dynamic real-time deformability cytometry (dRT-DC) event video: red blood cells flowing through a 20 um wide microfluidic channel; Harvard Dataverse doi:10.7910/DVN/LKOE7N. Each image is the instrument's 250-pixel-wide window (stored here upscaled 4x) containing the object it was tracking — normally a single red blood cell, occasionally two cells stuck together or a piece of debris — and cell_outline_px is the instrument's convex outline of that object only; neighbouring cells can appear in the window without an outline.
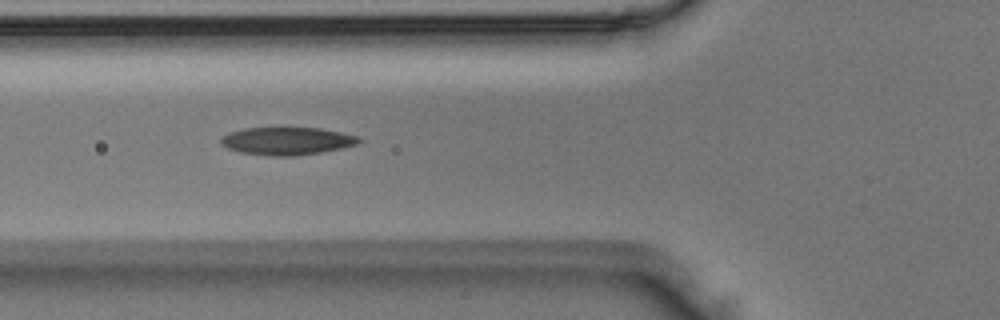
{"species": "Egyptian fruit bat (a non-hibernating species)", "species_latin": "Rousettus aegyptiacus", "temperature_condition": "room temperature", "stored_images_in_passage": 4, "camera_frame_rate_fps": 3000, "um_per_image_px": 0.085, "animal": {"sex": "male"}, "frame": {"image": 1, "passage_image": 2, "time_ms": 0.333, "image_size_px": [1000, 320], "cell_outline_px": [[364, 140], [356, 144], [340, 148], [320, 152], [292, 156], [272, 156], [240, 152], [228, 148], [220, 140], [228, 132], [244, 128], [320, 128], [344, 132], [360, 136]], "centroid_in_image_um": [24.45, 11.97], "position_along_channel_um": 101.4, "area_um2": 22.2}}
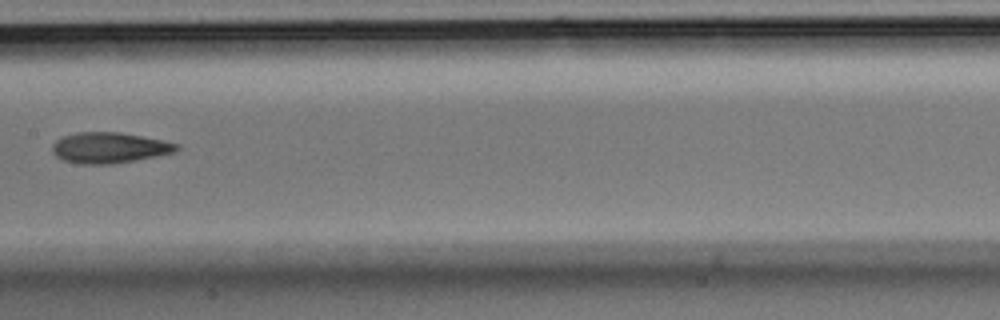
{"frame": {"image": 2, "passage_image": 4, "time_ms": 1.0, "image_size_px": [1000, 320], "cell_outline_px": [[180, 148], [172, 152], [156, 156], [112, 164], [80, 164], [64, 160], [56, 156], [52, 152], [52, 144], [56, 140], [64, 136], [80, 132], [120, 132], [180, 144]], "centroid_in_image_um": [9.26, 12.56], "position_along_channel_um": 198.1, "area_um2": 22.02}}